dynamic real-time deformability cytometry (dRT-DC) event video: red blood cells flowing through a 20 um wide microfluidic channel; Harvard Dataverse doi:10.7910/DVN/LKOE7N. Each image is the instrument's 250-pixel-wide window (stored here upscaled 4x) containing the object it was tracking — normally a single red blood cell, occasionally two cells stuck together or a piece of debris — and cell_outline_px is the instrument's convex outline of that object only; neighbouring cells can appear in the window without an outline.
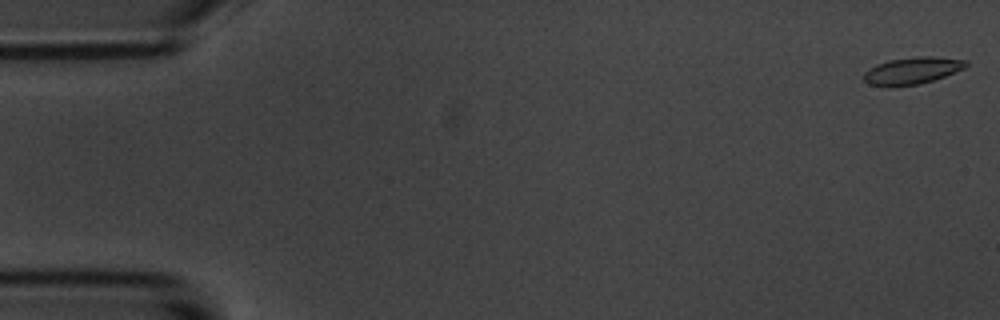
{"species": "common noctule bat (a hibernating species)", "species_latin": "Nyctalus noctula", "temperature_condition": "room temperature", "stored_images_in_passage": 56, "camera_frame_rate_fps": 3000, "um_per_image_px": 0.085, "animal": {"sex": "male", "body_mass_g": 20.1, "forearm_length_mm": 53.5}, "frame": {"image": 1, "passage_image": 1, "time_ms": 0.0, "image_size_px": [1000, 320], "cell_outline_px": [[968, 64], [964, 68], [944, 76], [920, 84], [868, 84], [864, 80], [864, 72], [868, 68], [876, 64], [888, 60], [920, 56], [932, 56], [968, 60]], "centroid_in_image_um": [77.57, 5.96], "position_along_channel_um": 7.4, "area_um2": 15.55}}
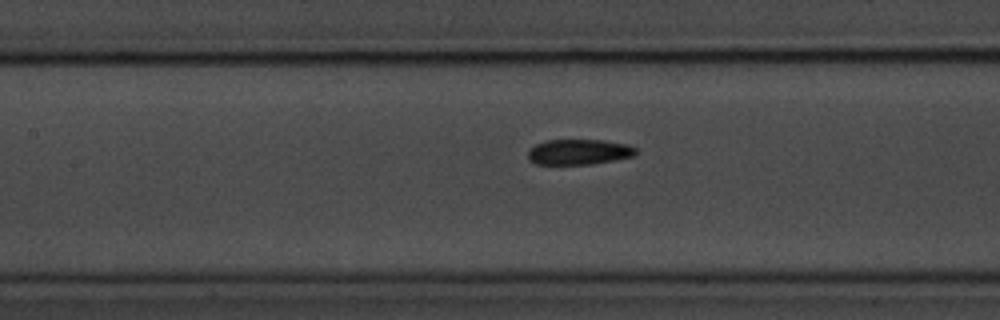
{"frame": {"image": 2, "passage_image": 25, "time_ms": 8.0, "image_size_px": [1000, 320], "cell_outline_px": [[636, 156], [592, 164], [536, 164], [528, 160], [528, 152], [536, 144], [548, 140], [604, 140], [628, 144], [636, 148]], "centroid_in_image_um": [49.24, 12.92], "position_along_channel_um": 158.2, "area_um2": 16.01}}
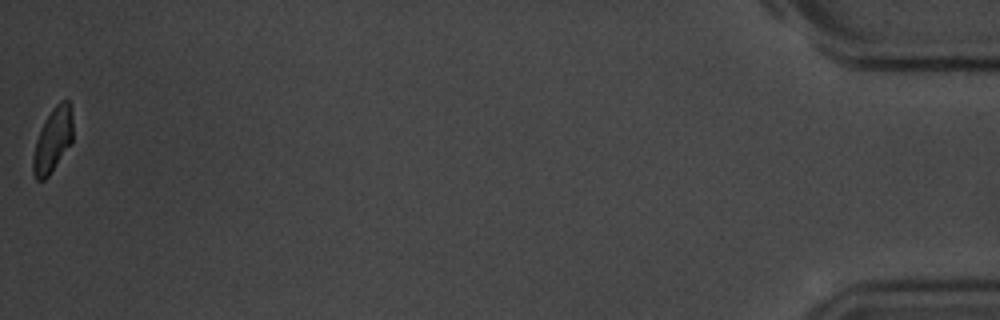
{"frame": {"image": 3, "passage_image": 56, "time_ms": 18.333, "image_size_px": [1000, 320], "cell_outline_px": [[72, 140], [48, 176], [44, 180], [36, 180], [32, 172], [32, 160], [36, 140], [44, 120], [52, 108], [60, 100], [68, 100], [72, 116]], "centroid_in_image_um": [4.45, 11.89], "position_along_channel_um": 430.7, "area_um2": 14.68}, "authors_computed_cell_mechanics": {"area_um2": 16.0973, "velocity_mm_per_s": 3.5778, "shape_relaxation_time_tau1_ms": 3.549, "shape_relaxation_time_tau2_ms": 2.6617, "deformation_change_tau1": 0.1478, "deformation_change_tau2": 0.0802}}